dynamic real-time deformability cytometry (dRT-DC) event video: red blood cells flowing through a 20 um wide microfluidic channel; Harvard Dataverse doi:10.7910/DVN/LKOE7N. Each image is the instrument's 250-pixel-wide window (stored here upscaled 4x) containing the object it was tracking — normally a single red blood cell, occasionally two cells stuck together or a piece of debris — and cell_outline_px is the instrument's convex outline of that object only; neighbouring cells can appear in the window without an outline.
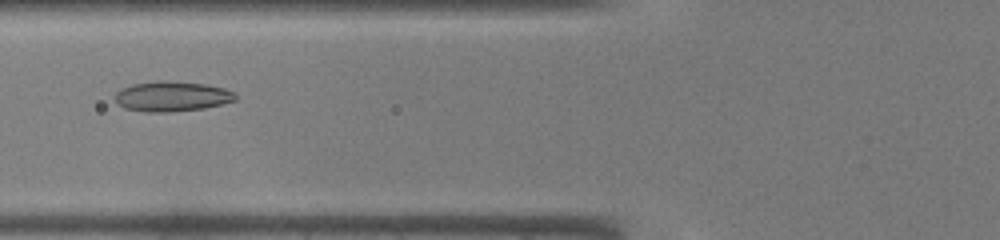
{"species": "common noctule bat (a hibernating species)", "species_latin": "Nyctalus noctula", "temperature_condition": "warm", "stored_images_in_passage": 27, "camera_frame_rate_fps": 3000, "um_per_image_px": 0.085, "animal": {"sex": "male", "body_mass_g": 19.0, "forearm_length_mm": 50.8}, "frame": {"image": 1, "passage_image": 4, "time_ms": 1.0, "image_size_px": [1000, 240], "cell_outline_px": [[236, 100], [224, 104], [204, 108], [168, 112], [144, 112], [124, 108], [116, 104], [116, 92], [132, 84], [160, 80], [208, 84], [224, 88], [236, 92]], "centroid_in_image_um": [14.64, 8.19], "position_along_channel_um": 111.2, "area_um2": 21.27}}
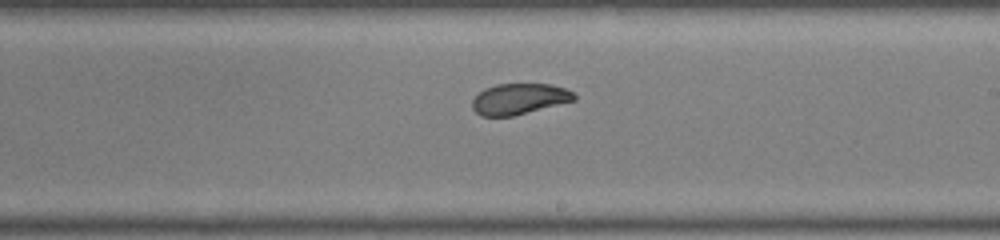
{"frame": {"image": 2, "passage_image": 13, "time_ms": 4.0, "image_size_px": [1000, 240], "cell_outline_px": [[576, 100], [512, 116], [480, 116], [472, 108], [472, 100], [484, 88], [496, 84], [552, 84], [564, 88], [572, 92], [576, 96]], "centroid_in_image_um": [44.12, 8.4], "position_along_channel_um": 244.9, "area_um2": 18.26}}
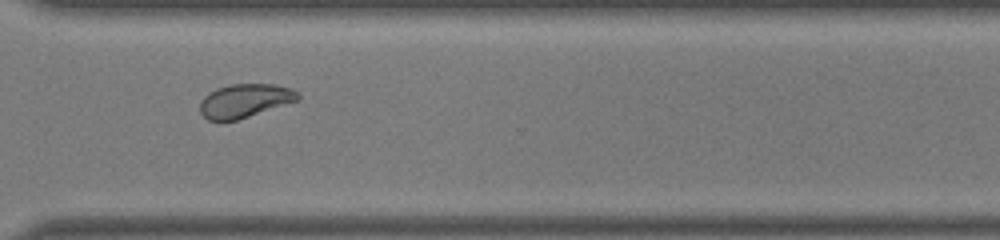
{"frame": {"image": 3, "passage_image": 20, "time_ms": 6.333, "image_size_px": [1000, 240], "cell_outline_px": [[300, 100], [236, 120], [208, 120], [200, 112], [200, 100], [208, 92], [216, 88], [228, 84], [272, 84], [292, 88], [300, 96]], "centroid_in_image_um": [20.8, 8.54], "position_along_channel_um": 349.8, "area_um2": 19.19}}